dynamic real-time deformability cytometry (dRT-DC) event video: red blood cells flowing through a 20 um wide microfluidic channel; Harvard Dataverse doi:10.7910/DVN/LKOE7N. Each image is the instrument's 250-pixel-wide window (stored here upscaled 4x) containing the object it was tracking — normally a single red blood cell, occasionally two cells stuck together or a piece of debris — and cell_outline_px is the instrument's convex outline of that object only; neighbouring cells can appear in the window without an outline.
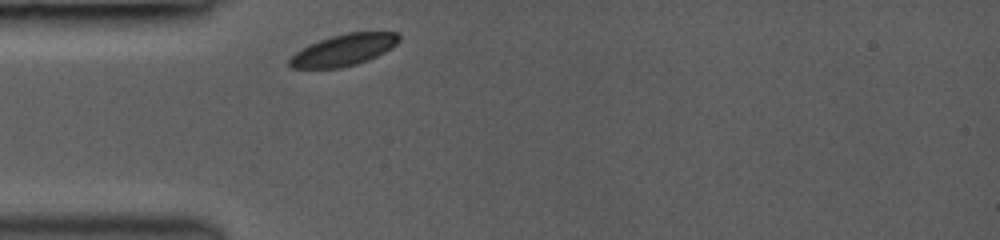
{"species": "common noctule bat (a hibernating species)", "species_latin": "Nyctalus noctula", "temperature_condition": "room temperature", "stored_images_in_passage": 6, "camera_frame_rate_fps": 3000, "um_per_image_px": 0.085, "animal": {"sex": "female", "body_mass_g": 19.0, "forearm_length_mm": 53.3}, "frame": {"image": 1, "passage_image": 1, "time_ms": 0.0, "image_size_px": [1000, 240], "cell_outline_px": [[400, 40], [392, 48], [368, 60], [356, 64], [340, 68], [292, 68], [288, 64], [288, 60], [296, 52], [320, 40], [332, 36], [348, 32], [396, 32], [400, 36]], "centroid_in_image_um": [29.24, 4.25], "position_along_channel_um": 55.8, "area_um2": 19.88}}
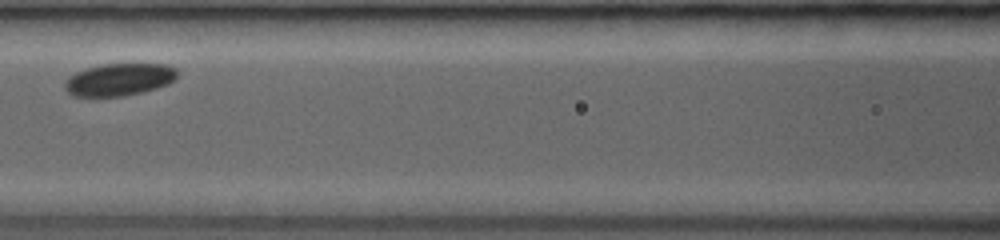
{"frame": {"image": 2, "passage_image": 4, "time_ms": 2.667, "image_size_px": [1000, 240], "cell_outline_px": [[180, 72], [176, 80], [168, 84], [156, 88], [124, 96], [72, 96], [64, 88], [64, 84], [68, 76], [76, 72], [100, 64], [168, 64], [176, 68]], "centroid_in_image_um": [10.17, 6.75], "position_along_channel_um": 156.4, "area_um2": 21.39}}
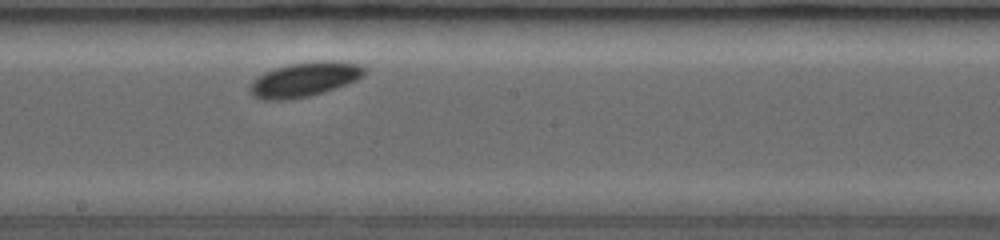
{"frame": {"image": 3, "passage_image": 6, "time_ms": 4.333, "image_size_px": [1000, 240], "cell_outline_px": [[368, 68], [364, 76], [356, 80], [336, 88], [324, 92], [308, 96], [284, 100], [264, 100], [252, 96], [248, 88], [252, 80], [256, 76], [264, 72], [288, 64], [320, 60], [336, 60], [356, 64]], "centroid_in_image_um": [25.87, 6.74], "position_along_channel_um": 222.3, "area_um2": 23.29}}